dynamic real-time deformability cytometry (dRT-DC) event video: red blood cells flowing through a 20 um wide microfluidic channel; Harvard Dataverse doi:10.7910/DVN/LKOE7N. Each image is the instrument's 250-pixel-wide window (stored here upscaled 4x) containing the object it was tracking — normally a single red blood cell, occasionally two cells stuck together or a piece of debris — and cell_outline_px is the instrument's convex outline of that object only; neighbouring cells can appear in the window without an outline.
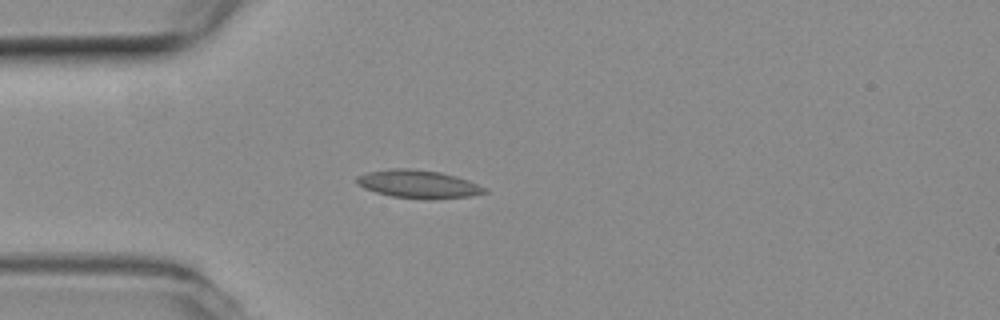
{"species": "common noctule bat (a hibernating species)", "species_latin": "Nyctalus noctula", "temperature_condition": "room temperature", "stored_images_in_passage": 2, "camera_frame_rate_fps": 3000, "um_per_image_px": 0.085, "animal": {"sex": "female", "body_mass_g": 19.3, "forearm_length_mm": 54.1}, "frame": {"image": 1, "passage_image": 2, "time_ms": 0.333, "image_size_px": [1000, 320], "cell_outline_px": [[488, 192], [472, 196], [432, 200], [424, 200], [392, 196], [376, 192], [364, 188], [356, 184], [356, 176], [368, 172], [392, 168], [408, 168], [440, 172], [468, 180], [488, 188]], "centroid_in_image_um": [35.58, 15.66], "position_along_channel_um": 49.4, "area_um2": 21.15}}